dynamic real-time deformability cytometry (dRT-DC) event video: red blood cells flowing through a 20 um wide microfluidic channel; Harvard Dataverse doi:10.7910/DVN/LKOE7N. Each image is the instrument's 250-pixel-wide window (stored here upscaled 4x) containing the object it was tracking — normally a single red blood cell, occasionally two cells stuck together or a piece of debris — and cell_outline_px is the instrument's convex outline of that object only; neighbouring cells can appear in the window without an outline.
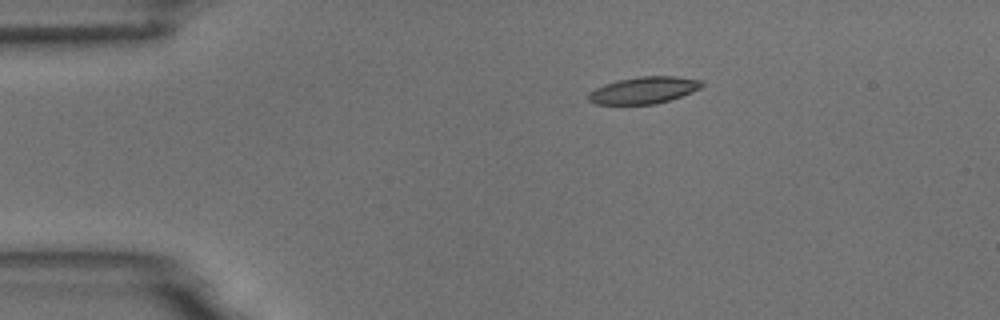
{"species": "common noctule bat (a hibernating species)", "species_latin": "Nyctalus noctula", "temperature_condition": "room temperature", "stored_images_in_passage": 8, "camera_frame_rate_fps": 3000, "um_per_image_px": 0.085, "animal": {"sex": "male", "body_mass_g": 18.8}, "frame": {"image": 1, "passage_image": 1, "time_ms": 0.0, "image_size_px": [1000, 320], "cell_outline_px": [[704, 84], [700, 88], [692, 92], [656, 104], [596, 104], [588, 100], [588, 92], [604, 84], [620, 80], [640, 76], [676, 76], [704, 80]], "centroid_in_image_um": [54.74, 7.66], "position_along_channel_um": 30.3, "area_um2": 17.69}}
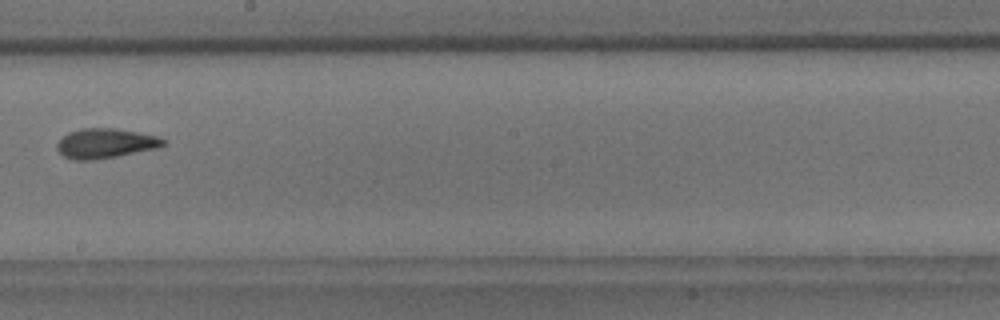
{"frame": {"image": 2, "passage_image": 7, "time_ms": 7.0, "image_size_px": [1000, 320], "cell_outline_px": [[164, 144], [160, 148], [116, 156], [88, 160], [72, 160], [64, 156], [56, 148], [56, 144], [68, 132], [80, 128], [116, 128], [156, 136], [164, 140]], "centroid_in_image_um": [8.93, 12.18], "position_along_channel_um": 239.3, "area_um2": 18.26}}
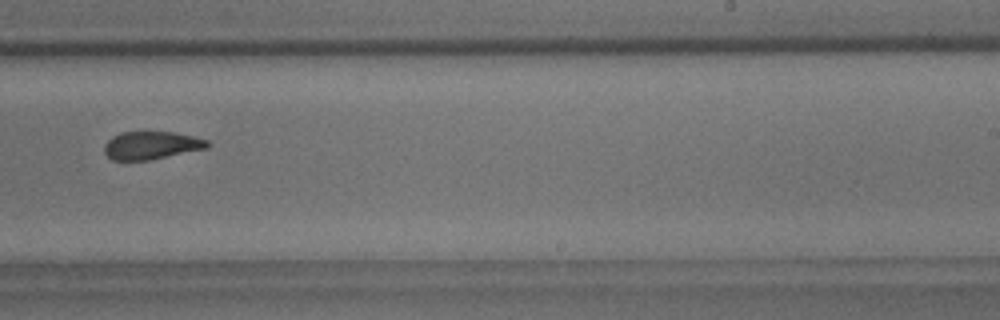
{"frame": {"image": 3, "passage_image": 8, "time_ms": 8.0, "image_size_px": [1000, 320], "cell_outline_px": [[212, 144], [208, 148], [148, 160], [112, 160], [104, 152], [104, 144], [112, 136], [120, 132], [172, 132], [192, 136], [208, 140]], "centroid_in_image_um": [12.86, 12.35], "position_along_channel_um": 276.1, "area_um2": 16.76}}